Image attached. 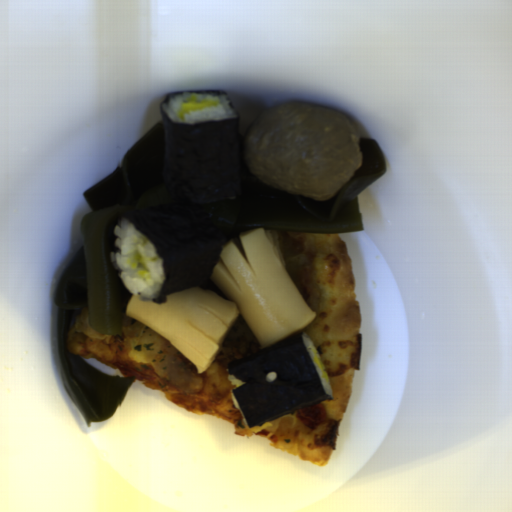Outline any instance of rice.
Masks as SVG:
<instances>
[{
	"label": "rice",
	"mask_w": 512,
	"mask_h": 512,
	"mask_svg": "<svg viewBox=\"0 0 512 512\" xmlns=\"http://www.w3.org/2000/svg\"><path fill=\"white\" fill-rule=\"evenodd\" d=\"M301 340H302V342L306 348V351L311 359V362L317 372V375L325 389L326 394H328L329 396L332 397L333 396L332 386L329 382H326L324 380V378L322 377L323 374H322L321 370L319 369V367L316 365V363L314 361V357H315L314 350H316L317 354L320 356L315 343L312 341V339L306 332L302 333Z\"/></svg>",
	"instance_id": "3"
},
{
	"label": "rice",
	"mask_w": 512,
	"mask_h": 512,
	"mask_svg": "<svg viewBox=\"0 0 512 512\" xmlns=\"http://www.w3.org/2000/svg\"><path fill=\"white\" fill-rule=\"evenodd\" d=\"M277 377V372H268L265 375L266 381L274 382Z\"/></svg>",
	"instance_id": "6"
},
{
	"label": "rice",
	"mask_w": 512,
	"mask_h": 512,
	"mask_svg": "<svg viewBox=\"0 0 512 512\" xmlns=\"http://www.w3.org/2000/svg\"><path fill=\"white\" fill-rule=\"evenodd\" d=\"M228 381L236 388L240 387V386H243L245 383L243 381H241L240 379H238L237 377H235L234 375L232 374H229L228 373Z\"/></svg>",
	"instance_id": "5"
},
{
	"label": "rice",
	"mask_w": 512,
	"mask_h": 512,
	"mask_svg": "<svg viewBox=\"0 0 512 512\" xmlns=\"http://www.w3.org/2000/svg\"><path fill=\"white\" fill-rule=\"evenodd\" d=\"M215 99L219 102L216 107H210L201 111H193L186 114L184 120L179 118V110L183 104L190 100ZM163 109L169 118L176 123L191 124L200 121H216L237 117V112L223 94H211L207 92H183L175 95L169 102L164 103Z\"/></svg>",
	"instance_id": "2"
},
{
	"label": "rice",
	"mask_w": 512,
	"mask_h": 512,
	"mask_svg": "<svg viewBox=\"0 0 512 512\" xmlns=\"http://www.w3.org/2000/svg\"><path fill=\"white\" fill-rule=\"evenodd\" d=\"M114 250L110 251L109 259L117 275L127 290L142 300L157 298L163 290L165 273L163 260L155 246L125 218H121L113 229ZM141 253L151 269L150 277H140L137 272L140 266L133 268L127 261L135 253Z\"/></svg>",
	"instance_id": "1"
},
{
	"label": "rice",
	"mask_w": 512,
	"mask_h": 512,
	"mask_svg": "<svg viewBox=\"0 0 512 512\" xmlns=\"http://www.w3.org/2000/svg\"><path fill=\"white\" fill-rule=\"evenodd\" d=\"M230 398H231V402H232V404H233V405H234V406L239 410V412L241 413L244 425H246V426L248 427V426H249V424H248V422H247V420H246V418H245V416H244V413H243V411H242V409H241V407H240V405H239V402H238V400H237V398H236V395H235V393H234V389H231V390H230Z\"/></svg>",
	"instance_id": "4"
}]
</instances>
